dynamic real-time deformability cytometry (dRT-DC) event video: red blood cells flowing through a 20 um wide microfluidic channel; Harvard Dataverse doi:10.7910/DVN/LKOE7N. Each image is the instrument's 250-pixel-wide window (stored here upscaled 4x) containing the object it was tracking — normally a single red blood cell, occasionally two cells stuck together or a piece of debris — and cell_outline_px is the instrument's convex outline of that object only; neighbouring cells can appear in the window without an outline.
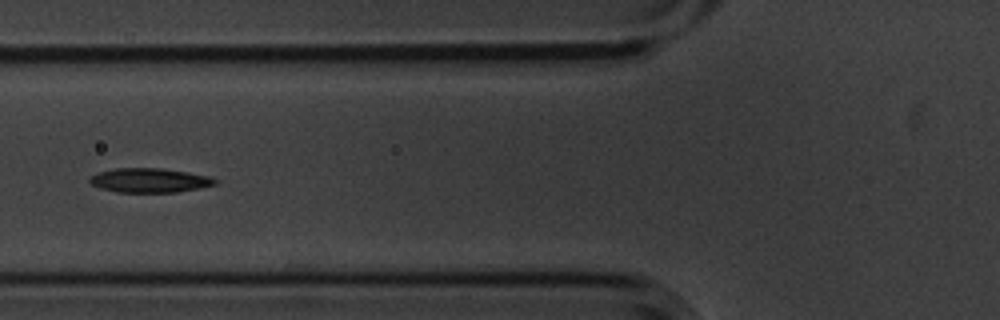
{"species": "common noctule bat (a hibernating species)", "species_latin": "Nyctalus noctula", "temperature_condition": "cold", "stored_images_in_passage": 5, "camera_frame_rate_fps": 3000, "um_per_image_px": 0.085, "animal": {"sex": "male", "body_mass_g": 20.1, "forearm_length_mm": 53.5}, "frame": {"image": 1, "passage_image": 5, "time_ms": 1.333, "image_size_px": [1000, 320], "cell_outline_px": [[216, 184], [176, 192], [116, 192], [100, 188], [92, 184], [88, 180], [88, 176], [96, 172], [112, 168], [160, 168], [188, 172], [212, 176], [216, 180]], "centroid_in_image_um": [12.65, 15.31], "position_along_channel_um": 113.2, "area_um2": 17.86}}